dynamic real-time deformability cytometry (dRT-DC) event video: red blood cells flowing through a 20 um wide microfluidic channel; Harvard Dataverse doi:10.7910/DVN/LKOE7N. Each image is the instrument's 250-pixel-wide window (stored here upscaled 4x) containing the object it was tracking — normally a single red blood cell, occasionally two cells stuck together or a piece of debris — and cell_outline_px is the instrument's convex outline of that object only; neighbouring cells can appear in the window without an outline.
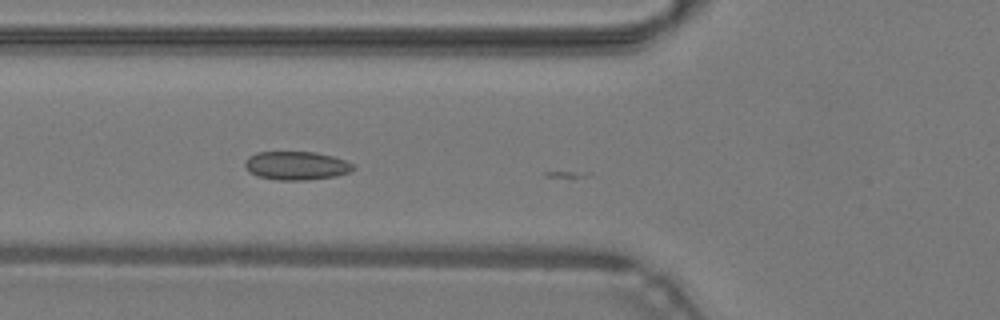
{"species": "common noctule bat (a hibernating species)", "species_latin": "Nyctalus noctula", "temperature_condition": "warm", "stored_images_in_passage": 5, "camera_frame_rate_fps": 3000, "um_per_image_px": 0.085, "animal": {"sex": "male", "body_mass_g": 19.2, "forearm_length_mm": 51.8}, "frame": {"image": 1, "passage_image": 4, "time_ms": 1.0, "image_size_px": [1000, 320], "cell_outline_px": [[356, 168], [348, 172], [336, 176], [304, 180], [276, 180], [256, 176], [248, 172], [244, 164], [248, 156], [256, 152], [316, 152], [332, 156], [344, 160], [352, 164]], "centroid_in_image_um": [25.14, 14.08], "position_along_channel_um": 100.7, "area_um2": 18.03}}